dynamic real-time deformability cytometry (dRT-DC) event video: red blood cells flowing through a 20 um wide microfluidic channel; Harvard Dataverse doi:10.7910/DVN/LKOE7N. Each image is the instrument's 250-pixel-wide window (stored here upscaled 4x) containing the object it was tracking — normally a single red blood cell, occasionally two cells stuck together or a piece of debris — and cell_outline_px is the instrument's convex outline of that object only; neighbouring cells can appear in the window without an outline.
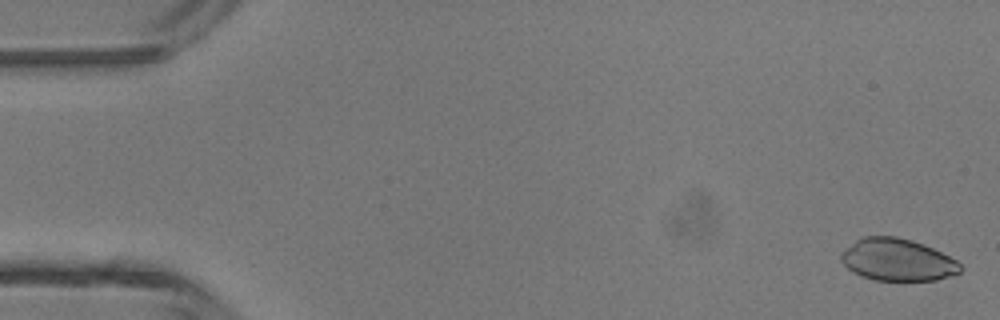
{"species": "common noctule bat (a hibernating species)", "species_latin": "Nyctalus noctula", "temperature_condition": "room temperature", "stored_images_in_passage": 47, "camera_frame_rate_fps": 3000, "um_per_image_px": 0.085, "animal": {"sex": "male", "body_mass_g": 13.3}, "frame": {"image": 1, "passage_image": 1, "time_ms": 0.0, "image_size_px": [1000, 320], "cell_outline_px": [[964, 268], [960, 272], [936, 280], [872, 280], [860, 276], [852, 272], [840, 260], [840, 252], [844, 248], [856, 240], [864, 236], [896, 236], [912, 240], [924, 244], [956, 260]], "centroid_in_image_um": [76.24, 22.08], "position_along_channel_um": 8.8, "area_um2": 29.42}}
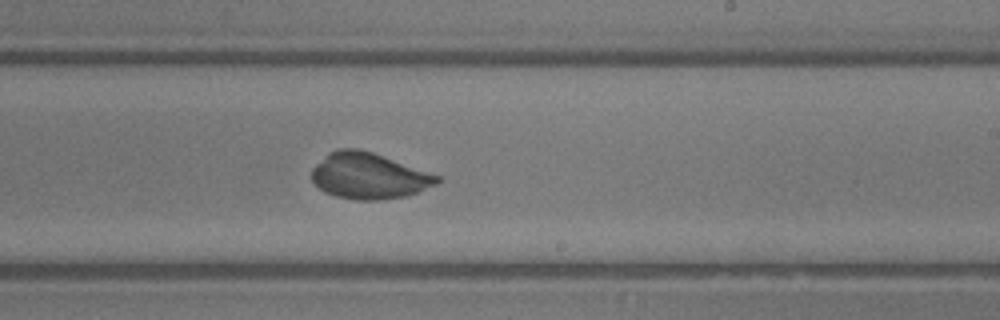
{"frame": {"image": 2, "passage_image": 28, "time_ms": 9.0, "image_size_px": [1000, 320], "cell_outline_px": [[444, 180], [420, 192], [408, 196], [380, 200], [356, 200], [336, 196], [324, 192], [312, 180], [312, 168], [328, 152], [336, 148], [360, 148], [372, 152], [440, 176]], "centroid_in_image_um": [31.36, 14.95], "position_along_channel_um": 257.6, "area_um2": 33.81}}
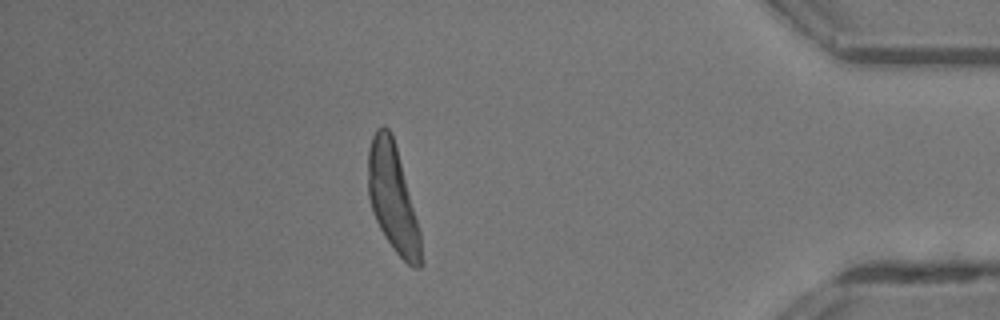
{"frame": {"image": 3, "passage_image": 41, "time_ms": 13.333, "image_size_px": [1000, 320], "cell_outline_px": [[420, 268], [412, 268], [396, 252], [380, 228], [372, 212], [368, 196], [368, 148], [372, 136], [376, 128], [384, 124], [388, 128], [392, 136], [396, 148], [420, 232]], "centroid_in_image_um": [33.34, 16.8], "position_along_channel_um": 401.9, "area_um2": 32.19}}